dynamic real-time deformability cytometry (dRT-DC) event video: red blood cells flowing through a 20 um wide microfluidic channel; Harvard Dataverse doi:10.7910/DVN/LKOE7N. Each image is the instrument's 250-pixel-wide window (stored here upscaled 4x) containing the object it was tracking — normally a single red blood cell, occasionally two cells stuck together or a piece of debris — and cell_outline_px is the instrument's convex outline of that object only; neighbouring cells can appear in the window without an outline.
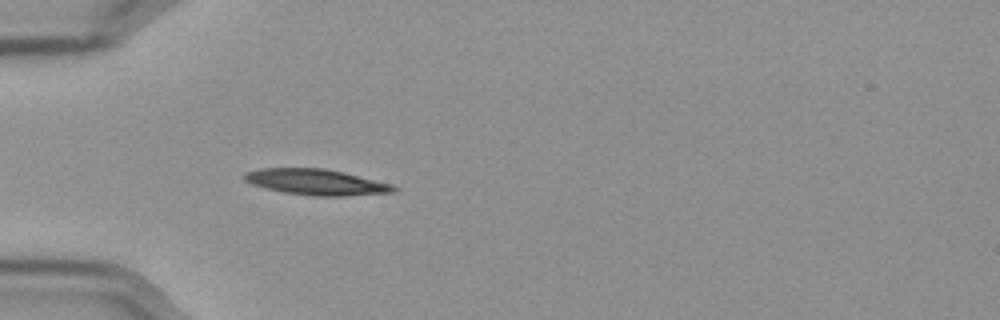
{"species": "Egyptian fruit bat (a non-hibernating species)", "species_latin": "Rousettus aegyptiacus", "temperature_condition": "cold", "stored_images_in_passage": 28, "camera_frame_rate_fps": 3000, "um_per_image_px": 0.085, "frame": {"image": 1, "passage_image": 1, "time_ms": 0.0, "image_size_px": [1000, 320], "cell_outline_px": [[396, 188], [392, 192], [344, 196], [312, 196], [284, 192], [252, 184], [244, 180], [244, 172], [260, 168], [324, 168], [344, 172], [396, 184]], "centroid_in_image_um": [26.91, 15.47], "position_along_channel_um": 58.1, "area_um2": 22.54}}
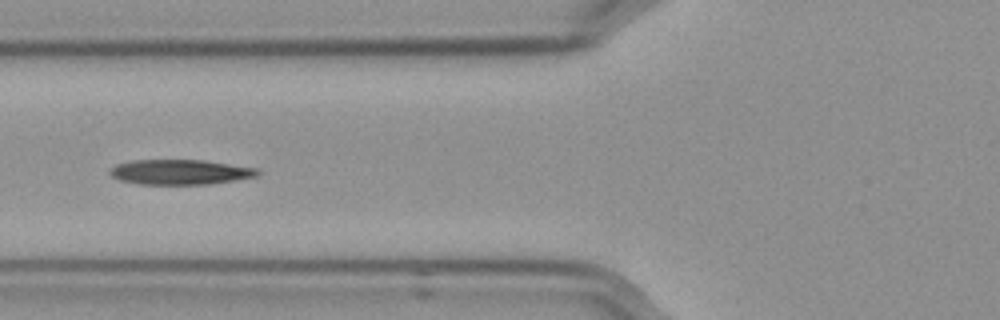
{"frame": {"image": 2, "passage_image": 6, "time_ms": 1.667, "image_size_px": [1000, 320], "cell_outline_px": [[260, 172], [256, 176], [212, 184], [140, 184], [120, 180], [112, 176], [108, 172], [116, 164], [132, 160], [204, 160], [256, 168]], "centroid_in_image_um": [15.29, 14.62], "position_along_channel_um": 110.5, "area_um2": 21.39}}
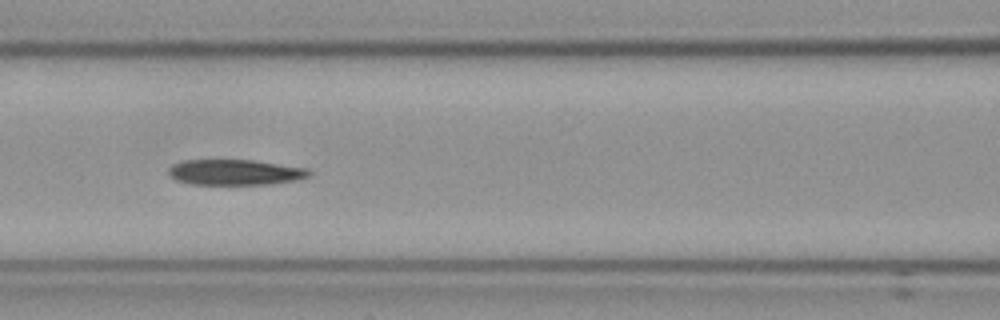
{"frame": {"image": 3, "passage_image": 9, "time_ms": 2.667, "image_size_px": [1000, 320], "cell_outline_px": [[312, 172], [308, 176], [292, 180], [268, 184], [192, 184], [176, 180], [168, 172], [168, 168], [172, 164], [184, 160], [252, 160], [308, 168]], "centroid_in_image_um": [19.95, 14.63], "position_along_channel_um": 146.6, "area_um2": 20.69}}